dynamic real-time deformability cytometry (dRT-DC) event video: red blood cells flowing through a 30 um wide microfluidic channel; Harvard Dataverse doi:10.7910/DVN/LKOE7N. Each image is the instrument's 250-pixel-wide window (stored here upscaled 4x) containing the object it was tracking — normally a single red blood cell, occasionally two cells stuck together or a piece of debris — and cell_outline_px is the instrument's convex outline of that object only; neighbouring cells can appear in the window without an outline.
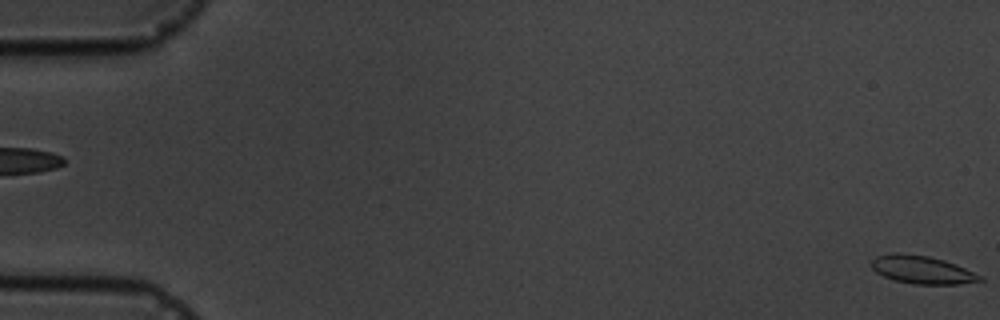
{"species": "common noctule bat (a hibernating species)", "species_latin": "Nyctalus noctula", "temperature_condition": "cold", "stored_images_in_passage": 5, "segment_of_instrument_passage": [2, 2], "camera_frame_rate_fps": 3000, "um_per_image_px": 0.085, "animal": {"sex": "male", "body_mass_g": 19.5, "forearm_length_mm": 54.6}, "frame": {"image": 1, "passage_image": 5, "time_ms": 5.333, "image_size_px": [1000, 320], "cell_outline_px": [[984, 280], [956, 284], [912, 284], [892, 280], [876, 272], [872, 268], [872, 260], [876, 256], [892, 252], [900, 252], [928, 256], [944, 260], [956, 264], [984, 276]], "centroid_in_image_um": [78.37, 22.92], "position_along_channel_um": 6.6, "area_um2": 17.86}}